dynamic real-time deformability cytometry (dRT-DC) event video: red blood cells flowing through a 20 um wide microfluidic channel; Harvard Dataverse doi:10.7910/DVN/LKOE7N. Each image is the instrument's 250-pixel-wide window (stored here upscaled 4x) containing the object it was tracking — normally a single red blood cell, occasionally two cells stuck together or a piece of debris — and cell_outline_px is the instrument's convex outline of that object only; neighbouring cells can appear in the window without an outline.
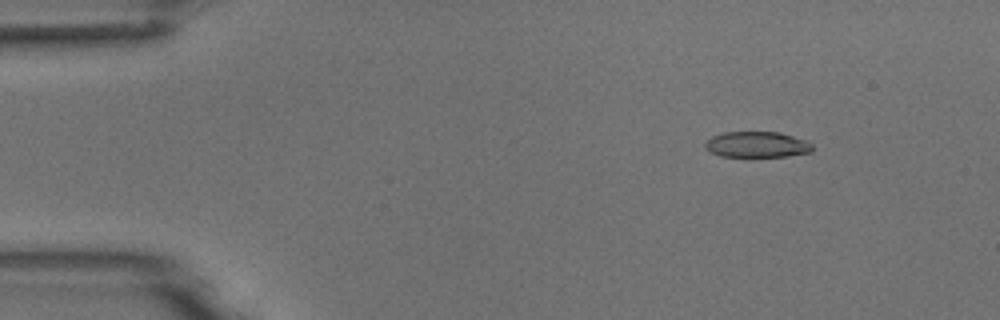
{"species": "common noctule bat (a hibernating species)", "species_latin": "Nyctalus noctula", "temperature_condition": "room temperature", "stored_images_in_passage": 3, "camera_frame_rate_fps": 3000, "um_per_image_px": 0.085, "animal": {"sex": "male", "body_mass_g": 18.8}, "frame": {"image": 1, "passage_image": 1, "time_ms": 0.0, "image_size_px": [1000, 320], "cell_outline_px": [[812, 152], [788, 156], [752, 160], [720, 156], [708, 152], [704, 148], [704, 144], [712, 136], [724, 132], [780, 132], [804, 140], [812, 144]], "centroid_in_image_um": [64.29, 12.35], "position_along_channel_um": 20.7, "area_um2": 17.11}}